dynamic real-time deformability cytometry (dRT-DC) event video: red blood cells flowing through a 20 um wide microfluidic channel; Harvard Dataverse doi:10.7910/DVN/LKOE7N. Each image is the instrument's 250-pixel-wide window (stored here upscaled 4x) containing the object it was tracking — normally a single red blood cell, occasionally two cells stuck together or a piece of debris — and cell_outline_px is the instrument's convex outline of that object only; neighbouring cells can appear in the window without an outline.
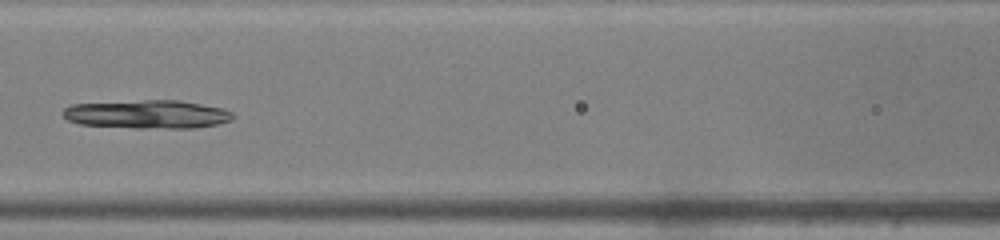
{"species": "common noctule bat (a hibernating species)", "species_latin": "Nyctalus noctula", "temperature_condition": "warm", "stored_images_in_passage": 46, "camera_frame_rate_fps": 3000, "um_per_image_px": 0.085, "animal": {"sex": "male", "body_mass_g": 19.0, "forearm_length_mm": 50.8}, "frame": {"image": 1, "passage_image": 20, "time_ms": 6.333, "image_size_px": [1000, 240], "cell_outline_px": [[236, 116], [232, 120], [220, 124], [192, 128], [136, 128], [80, 124], [68, 120], [60, 112], [64, 108], [72, 104], [144, 100], [180, 100], [224, 108], [232, 112]], "centroid_in_image_um": [12.56, 9.71], "position_along_channel_um": 154.0, "area_um2": 28.44}}
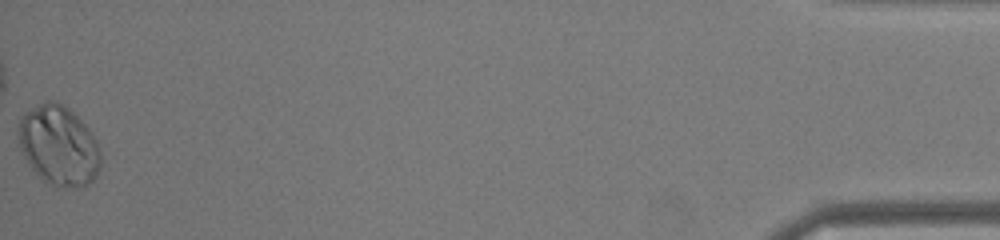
{"frame": {"image": 2, "passage_image": 46, "time_ms": 15.0, "image_size_px": [1000, 240], "cell_outline_px": [[104, 160], [96, 176], [84, 188], [76, 188], [52, 184], [44, 180], [28, 164], [20, 152], [16, 136], [20, 116], [24, 112], [48, 100], [56, 100], [68, 108], [92, 132], [100, 148]], "centroid_in_image_um": [4.99, 12.37], "position_along_channel_um": 430.2, "area_um2": 38.84}}